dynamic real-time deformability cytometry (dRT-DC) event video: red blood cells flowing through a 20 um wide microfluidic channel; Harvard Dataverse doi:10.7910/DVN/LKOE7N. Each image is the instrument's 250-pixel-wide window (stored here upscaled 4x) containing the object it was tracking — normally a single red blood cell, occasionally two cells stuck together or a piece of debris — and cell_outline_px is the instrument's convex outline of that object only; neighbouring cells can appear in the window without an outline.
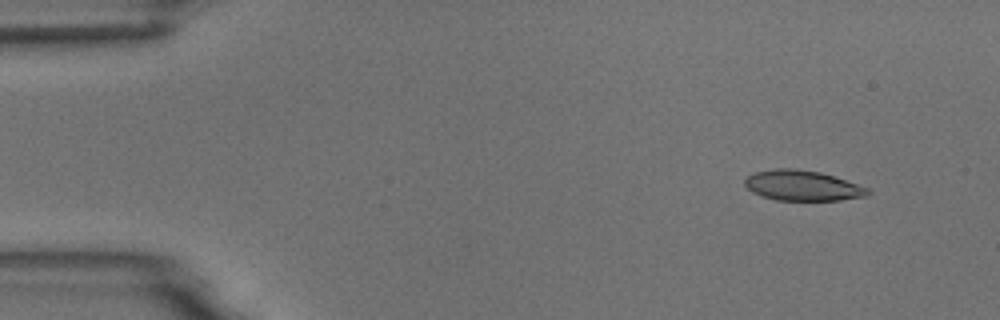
{"species": "common noctule bat (a hibernating species)", "species_latin": "Nyctalus noctula", "temperature_condition": "room temperature", "stored_images_in_passage": 4, "camera_frame_rate_fps": 3000, "um_per_image_px": 0.085, "animal": {"sex": "male", "body_mass_g": 18.8}, "frame": {"image": 1, "passage_image": 1, "time_ms": 0.0, "image_size_px": [1000, 320], "cell_outline_px": [[872, 192], [868, 196], [840, 200], [776, 200], [752, 192], [744, 184], [744, 180], [748, 176], [756, 172], [776, 168], [792, 168], [820, 172], [868, 188]], "centroid_in_image_um": [68.21, 15.78], "position_along_channel_um": 16.8, "area_um2": 21.5}}